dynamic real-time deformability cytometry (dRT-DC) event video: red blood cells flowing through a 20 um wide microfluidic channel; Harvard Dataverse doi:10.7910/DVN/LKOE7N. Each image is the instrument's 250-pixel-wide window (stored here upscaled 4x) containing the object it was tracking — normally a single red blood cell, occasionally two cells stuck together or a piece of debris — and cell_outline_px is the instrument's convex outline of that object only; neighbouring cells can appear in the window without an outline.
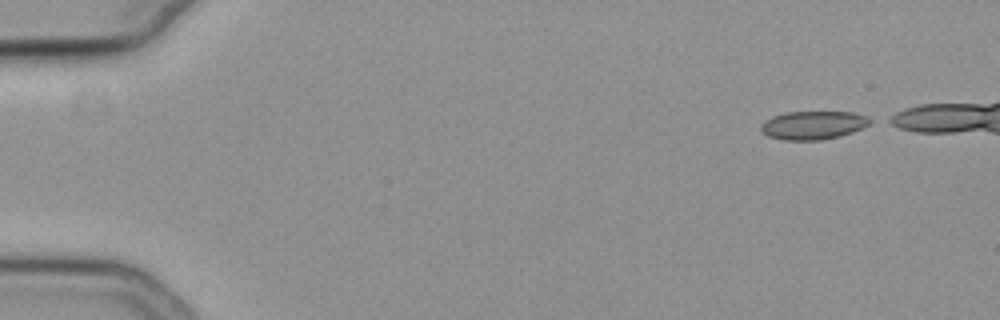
{"species": "common noctule bat (a hibernating species)", "species_latin": "Nyctalus noctula", "temperature_condition": "cold", "stored_images_in_passage": 44, "camera_frame_rate_fps": 3000, "um_per_image_px": 0.085, "animal": {"sex": "female", "body_mass_g": 19.3, "forearm_length_mm": 54.1}, "frame": {"image": 1, "passage_image": 1, "time_ms": 0.0, "image_size_px": [1000, 320], "cell_outline_px": [[876, 120], [872, 124], [852, 132], [840, 136], [820, 140], [784, 140], [768, 136], [760, 132], [760, 124], [764, 120], [772, 116], [784, 112], [852, 112], [868, 116]], "centroid_in_image_um": [69.13, 10.63], "position_along_channel_um": 15.9, "area_um2": 18.44}}
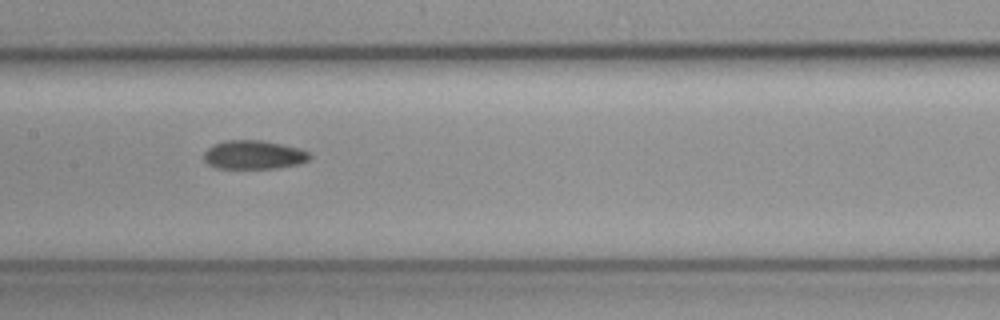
{"frame": {"image": 2, "passage_image": 24, "time_ms": 7.667, "image_size_px": [1000, 320], "cell_outline_px": [[312, 156], [308, 160], [296, 164], [272, 168], [216, 168], [208, 164], [204, 160], [204, 152], [208, 148], [216, 144], [228, 140], [264, 140], [300, 148], [312, 152]], "centroid_in_image_um": [21.6, 13.15], "position_along_channel_um": 185.8, "area_um2": 17.69}}
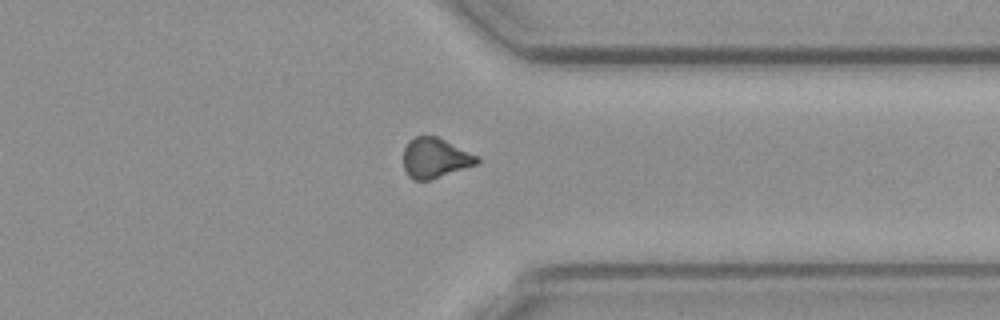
{"frame": {"image": 3, "passage_image": 39, "time_ms": 12.667, "image_size_px": [1000, 320], "cell_outline_px": [[480, 164], [432, 180], [412, 180], [408, 176], [404, 168], [404, 148], [408, 140], [416, 136], [436, 136], [480, 156]], "centroid_in_image_um": [37.02, 13.45], "position_along_channel_um": 374.4, "area_um2": 17.57}}